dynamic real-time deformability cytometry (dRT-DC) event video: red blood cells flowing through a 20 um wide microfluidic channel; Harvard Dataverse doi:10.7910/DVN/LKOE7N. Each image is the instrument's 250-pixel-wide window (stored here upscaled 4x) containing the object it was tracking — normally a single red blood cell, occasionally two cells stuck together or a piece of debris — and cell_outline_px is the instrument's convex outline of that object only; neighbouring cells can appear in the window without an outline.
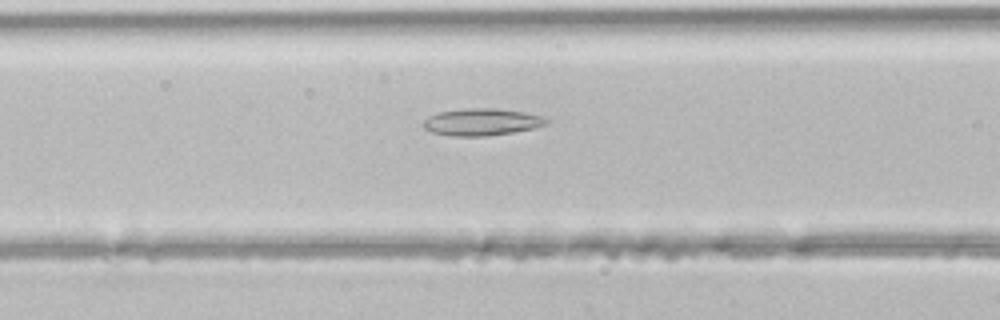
{"species": "common noctule bat (a hibernating species)", "species_latin": "Nyctalus noctula", "temperature_condition": "room temperature", "stored_images_in_passage": 35, "camera_frame_rate_fps": 3000, "um_per_image_px": 0.085, "animal": {"sex": "male", "body_mass_g": 21.5, "forearm_length_mm": 52.0}, "frame": {"image": 1, "passage_image": 12, "time_ms": 3.667, "image_size_px": [1000, 320], "cell_outline_px": [[548, 124], [532, 128], [512, 132], [484, 136], [452, 136], [432, 132], [424, 128], [424, 120], [428, 116], [440, 112], [464, 108], [496, 108], [524, 112], [544, 116], [548, 120]], "centroid_in_image_um": [40.95, 10.36], "position_along_channel_um": 125.6, "area_um2": 19.31}}
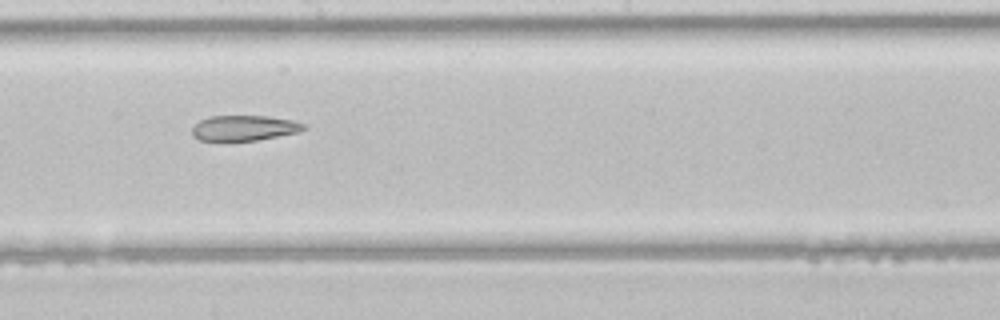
{"frame": {"image": 2, "passage_image": 19, "time_ms": 6.0, "image_size_px": [1000, 320], "cell_outline_px": [[308, 128], [300, 132], [256, 140], [200, 140], [192, 136], [192, 128], [200, 120], [208, 116], [268, 116], [292, 120], [304, 124]], "centroid_in_image_um": [20.77, 10.87], "position_along_channel_um": 227.4, "area_um2": 16.42}}
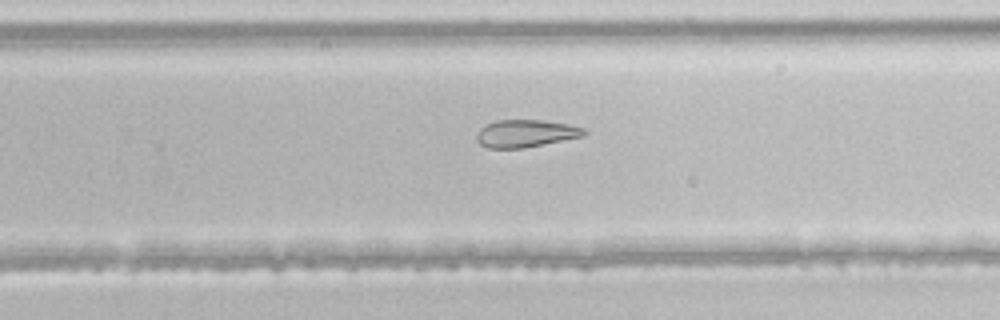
{"frame": {"image": 3, "passage_image": 23, "time_ms": 7.333, "image_size_px": [1000, 320], "cell_outline_px": [[588, 132], [584, 136], [524, 148], [488, 148], [480, 144], [476, 140], [476, 132], [480, 128], [496, 120], [544, 120], [568, 124], [584, 128]], "centroid_in_image_um": [44.68, 11.34], "position_along_channel_um": 285.1, "area_um2": 17.28}}